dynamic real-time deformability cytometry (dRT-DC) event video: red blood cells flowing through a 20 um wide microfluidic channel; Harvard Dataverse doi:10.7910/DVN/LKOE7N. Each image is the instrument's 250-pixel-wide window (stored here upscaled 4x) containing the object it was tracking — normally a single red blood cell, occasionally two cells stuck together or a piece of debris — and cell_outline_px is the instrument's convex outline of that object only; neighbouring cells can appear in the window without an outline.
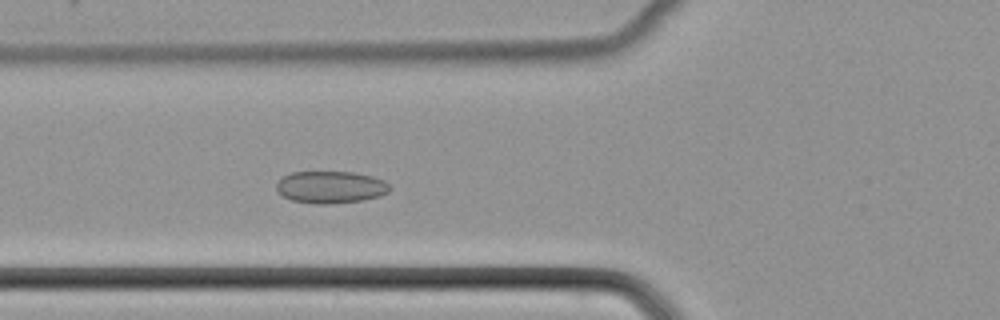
{"species": "common noctule bat (a hibernating species)", "species_latin": "Nyctalus noctula", "temperature_condition": "cold", "stored_images_in_passage": 48, "camera_frame_rate_fps": 3000, "um_per_image_px": 0.085, "animal": {"sex": "female", "body_mass_g": 22.7, "forearm_length_mm": 54.2}, "frame": {"image": 1, "passage_image": 16, "time_ms": 5.0, "image_size_px": [1000, 320], "cell_outline_px": [[392, 188], [388, 192], [380, 196], [364, 200], [332, 204], [312, 204], [292, 200], [284, 196], [276, 188], [276, 184], [284, 176], [292, 172], [352, 172], [372, 176], [384, 180]], "centroid_in_image_um": [28.14, 15.91], "position_along_channel_um": 97.7, "area_um2": 21.27}}
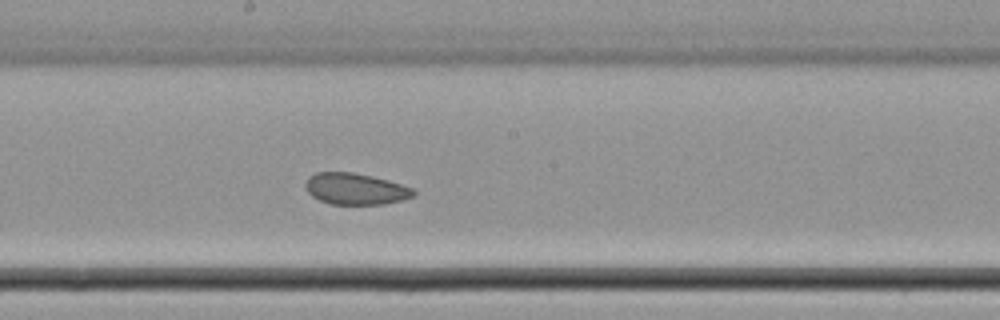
{"frame": {"image": 2, "passage_image": 25, "time_ms": 8.0, "image_size_px": [1000, 320], "cell_outline_px": [[416, 192], [412, 196], [400, 200], [384, 204], [328, 204], [312, 196], [308, 192], [304, 184], [308, 176], [316, 172], [352, 172], [372, 176], [388, 180], [412, 188]], "centroid_in_image_um": [30.17, 16.05], "position_along_channel_um": 218.0, "area_um2": 19.71}}
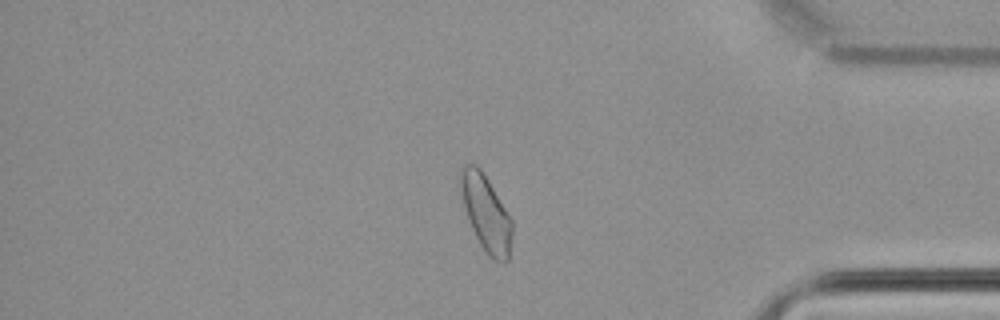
{"frame": {"image": 3, "passage_image": 40, "time_ms": 13.0, "image_size_px": [1000, 320], "cell_outline_px": [[512, 232], [508, 260], [492, 260], [488, 256], [480, 244], [468, 220], [460, 188], [460, 168], [464, 164], [476, 164], [480, 168], [488, 180], [512, 220]], "centroid_in_image_um": [41.3, 18.1], "position_along_channel_um": 393.9, "area_um2": 22.43}}